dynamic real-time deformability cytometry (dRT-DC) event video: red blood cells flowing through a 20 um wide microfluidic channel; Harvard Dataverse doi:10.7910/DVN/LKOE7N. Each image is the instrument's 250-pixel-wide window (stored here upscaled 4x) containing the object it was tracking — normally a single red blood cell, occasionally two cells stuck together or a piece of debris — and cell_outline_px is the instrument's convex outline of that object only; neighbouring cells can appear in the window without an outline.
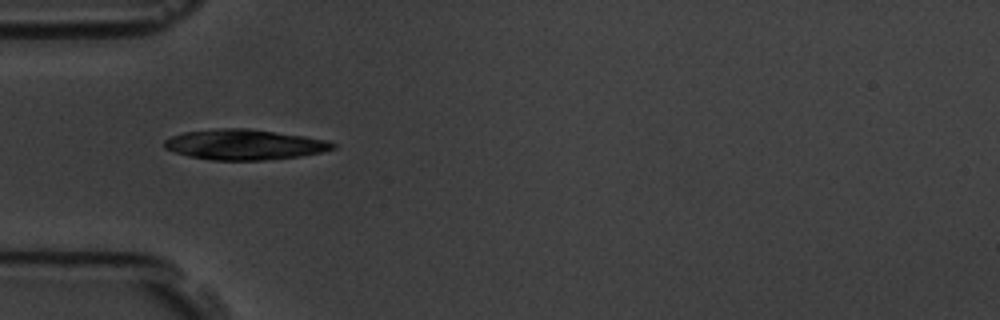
{"species": "common noctule bat (a hibernating species)", "species_latin": "Nyctalus noctula", "temperature_condition": "room temperature", "stored_images_in_passage": 6, "camera_frame_rate_fps": 3000, "um_per_image_px": 0.085, "animal": {"sex": "male", "body_mass_g": 19.5, "forearm_length_mm": 54.6}, "frame": {"image": 1, "passage_image": 4, "time_ms": 5.0, "image_size_px": [1000, 320], "cell_outline_px": [[336, 148], [320, 152], [300, 156], [264, 160], [212, 160], [188, 156], [164, 148], [164, 140], [172, 136], [184, 132], [220, 128], [248, 128], [304, 136], [328, 140], [336, 144]], "centroid_in_image_um": [20.78, 12.28], "position_along_channel_um": 64.2, "area_um2": 29.71}}
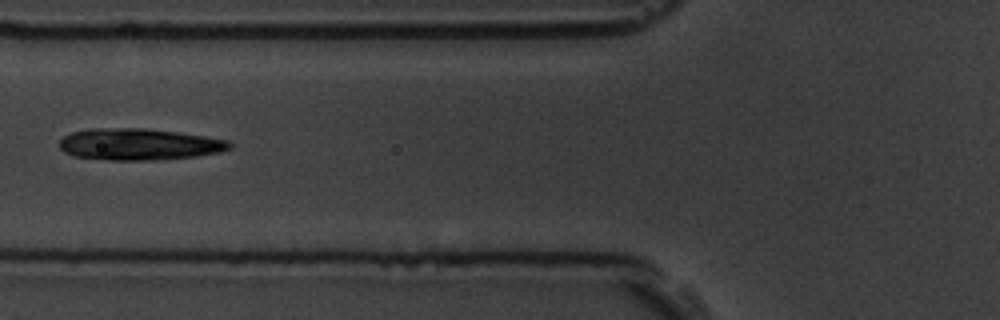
{"frame": {"image": 2, "passage_image": 5, "time_ms": 6.333, "image_size_px": [1000, 320], "cell_outline_px": [[232, 148], [220, 152], [196, 156], [156, 160], [108, 160], [72, 156], [64, 152], [60, 148], [60, 140], [64, 136], [72, 132], [92, 128], [144, 128], [176, 132], [204, 136], [228, 140], [232, 144]], "centroid_in_image_um": [11.81, 12.27], "position_along_channel_um": 114.0, "area_um2": 31.39}}
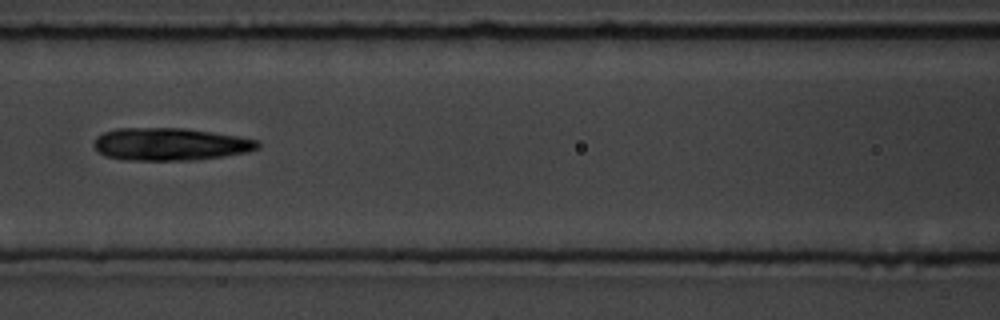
{"frame": {"image": 3, "passage_image": 6, "time_ms": 7.333, "image_size_px": [1000, 320], "cell_outline_px": [[260, 148], [248, 152], [224, 156], [196, 160], [128, 160], [104, 156], [92, 144], [96, 136], [104, 132], [116, 128], [184, 128], [240, 136], [260, 140]], "centroid_in_image_um": [14.5, 12.25], "position_along_channel_um": 152.1, "area_um2": 31.39}}